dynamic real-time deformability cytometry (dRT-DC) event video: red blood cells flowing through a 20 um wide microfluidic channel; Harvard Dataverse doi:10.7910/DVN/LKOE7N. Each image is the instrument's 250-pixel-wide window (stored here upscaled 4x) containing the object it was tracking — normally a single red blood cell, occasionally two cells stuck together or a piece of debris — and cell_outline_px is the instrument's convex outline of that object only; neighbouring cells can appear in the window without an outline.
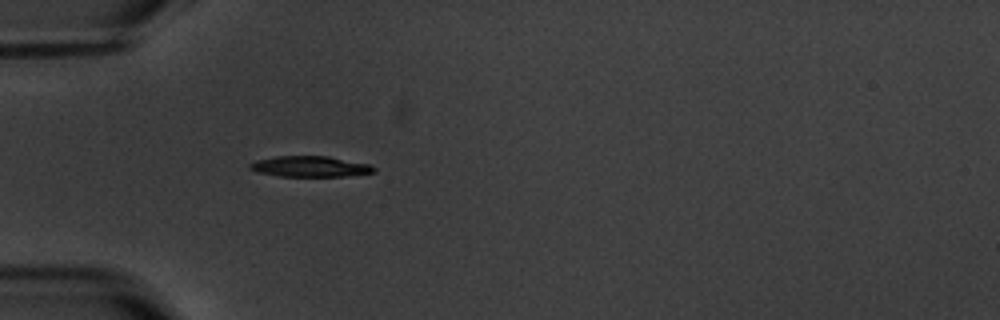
{"species": "common noctule bat (a hibernating species)", "species_latin": "Nyctalus noctula", "temperature_condition": "warm", "stored_images_in_passage": 3, "camera_frame_rate_fps": 3000, "um_per_image_px": 0.085, "animal": {"sex": "male", "body_mass_g": 20.1, "forearm_length_mm": 53.5}, "frame": {"image": 1, "passage_image": 3, "time_ms": 6.0, "image_size_px": [1000, 320], "cell_outline_px": [[376, 172], [348, 176], [280, 176], [256, 172], [248, 168], [248, 164], [256, 160], [276, 156], [328, 156], [368, 164], [376, 168]], "centroid_in_image_um": [26.33, 14.15], "position_along_channel_um": 58.7, "area_um2": 15.03}}